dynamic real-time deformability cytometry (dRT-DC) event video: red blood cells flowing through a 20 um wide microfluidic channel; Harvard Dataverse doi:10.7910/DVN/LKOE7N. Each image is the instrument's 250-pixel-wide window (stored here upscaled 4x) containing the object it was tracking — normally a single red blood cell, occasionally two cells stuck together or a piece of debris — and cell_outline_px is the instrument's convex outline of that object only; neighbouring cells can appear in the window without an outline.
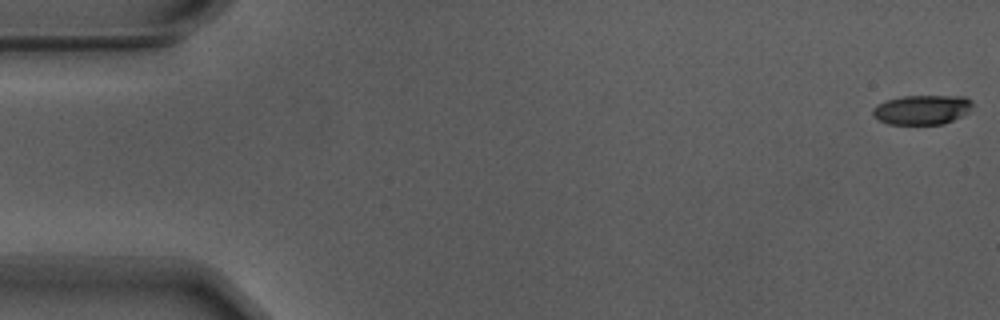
{"species": "Egyptian fruit bat (a non-hibernating species)", "species_latin": "Rousettus aegyptiacus", "temperature_condition": "warm", "stored_images_in_passage": 12, "camera_frame_rate_fps": 3000, "um_per_image_px": 0.085, "animal": {"sex": "male"}, "frame": {"image": 1, "passage_image": 1, "time_ms": 0.0, "image_size_px": [1000, 320], "cell_outline_px": [[972, 104], [968, 112], [964, 116], [944, 124], [888, 124], [872, 116], [872, 108], [876, 104], [888, 100], [904, 96], [964, 96], [972, 100]], "centroid_in_image_um": [78.38, 9.33], "position_along_channel_um": 6.6, "area_um2": 17.28}}